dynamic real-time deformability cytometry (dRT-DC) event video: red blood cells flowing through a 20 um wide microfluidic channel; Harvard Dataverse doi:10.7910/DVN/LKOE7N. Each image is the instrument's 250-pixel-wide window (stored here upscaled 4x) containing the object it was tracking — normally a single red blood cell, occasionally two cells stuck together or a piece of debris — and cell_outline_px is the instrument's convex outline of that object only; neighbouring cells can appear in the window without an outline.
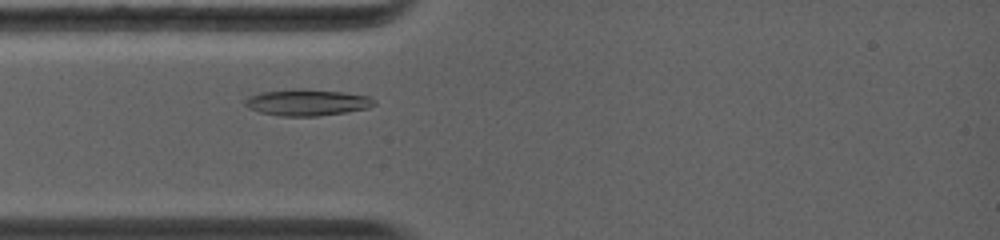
{"species": "common noctule bat (a hibernating species)", "species_latin": "Nyctalus noctula", "temperature_condition": "warm", "stored_images_in_passage": 29, "camera_frame_rate_fps": 5000, "um_per_image_px": 0.085, "animal": {"sex": "female", "body_mass_g": 19.0, "forearm_length_mm": 56.7}, "frame": {"image": 1, "passage_image": 4, "time_ms": 1.8, "image_size_px": [1000, 240], "cell_outline_px": [[376, 104], [368, 108], [348, 112], [316, 116], [280, 116], [260, 112], [248, 108], [244, 104], [244, 100], [260, 92], [300, 88], [340, 92], [368, 96], [376, 100]], "centroid_in_image_um": [26.11, 8.71], "position_along_channel_um": 58.9, "area_um2": 19.83}}
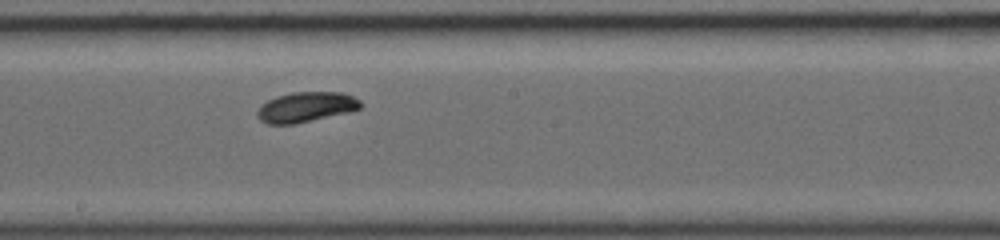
{"frame": {"image": 2, "passage_image": 15, "time_ms": 5.6, "image_size_px": [1000, 240], "cell_outline_px": [[364, 104], [360, 108], [348, 112], [296, 124], [268, 124], [260, 120], [256, 116], [256, 112], [260, 104], [276, 96], [292, 92], [340, 92], [352, 96], [360, 100]], "centroid_in_image_um": [25.98, 9.1], "position_along_channel_um": 222.2, "area_um2": 18.26}}
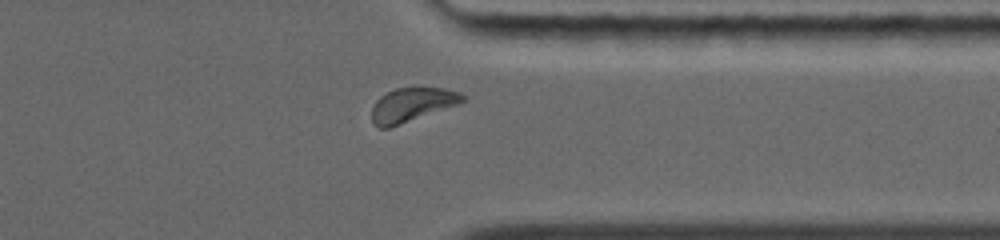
{"frame": {"image": 3, "passage_image": 25, "time_ms": 9.2, "image_size_px": [1000, 240], "cell_outline_px": [[464, 100], [456, 104], [388, 128], [380, 128], [372, 120], [372, 108], [376, 100], [380, 96], [396, 88], [420, 84], [444, 88], [460, 92], [464, 96]], "centroid_in_image_um": [35.01, 8.83], "position_along_channel_um": 376.4, "area_um2": 18.03}, "authors_computed_cell_mechanics": {"area_um2": 17.918, "velocity_mm_per_s": 4.2889, "shape_relaxation_time_tau1_ms": 3.0975, "shape_relaxation_time_tau2_ms": null, "deformation_change_tau1": 0.1221, "deformation_change_tau2": null}}